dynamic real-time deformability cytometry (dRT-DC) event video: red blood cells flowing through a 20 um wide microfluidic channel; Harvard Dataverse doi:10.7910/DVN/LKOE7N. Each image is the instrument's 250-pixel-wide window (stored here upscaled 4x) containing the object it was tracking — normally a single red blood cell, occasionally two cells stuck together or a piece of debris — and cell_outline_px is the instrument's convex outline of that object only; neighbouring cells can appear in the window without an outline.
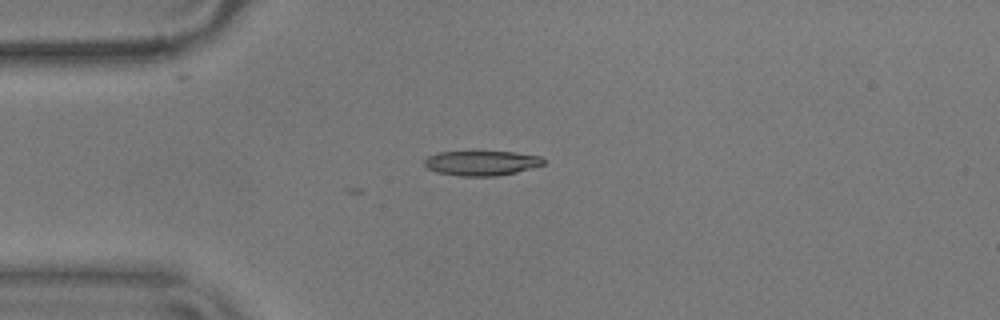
{"species": "common noctule bat (a hibernating species)", "species_latin": "Nyctalus noctula", "temperature_condition": "warm", "stored_images_in_passage": 3, "camera_frame_rate_fps": 3000, "um_per_image_px": 0.085, "animal": {"sex": "male", "body_mass_g": 17.9}, "frame": {"image": 1, "passage_image": 1, "time_ms": 0.0, "image_size_px": [1000, 320], "cell_outline_px": [[544, 164], [516, 172], [496, 176], [460, 176], [436, 172], [428, 168], [424, 164], [424, 160], [428, 156], [440, 152], [516, 152], [540, 156], [544, 160]], "centroid_in_image_um": [40.92, 13.86], "position_along_channel_um": 44.1, "area_um2": 17.05}}